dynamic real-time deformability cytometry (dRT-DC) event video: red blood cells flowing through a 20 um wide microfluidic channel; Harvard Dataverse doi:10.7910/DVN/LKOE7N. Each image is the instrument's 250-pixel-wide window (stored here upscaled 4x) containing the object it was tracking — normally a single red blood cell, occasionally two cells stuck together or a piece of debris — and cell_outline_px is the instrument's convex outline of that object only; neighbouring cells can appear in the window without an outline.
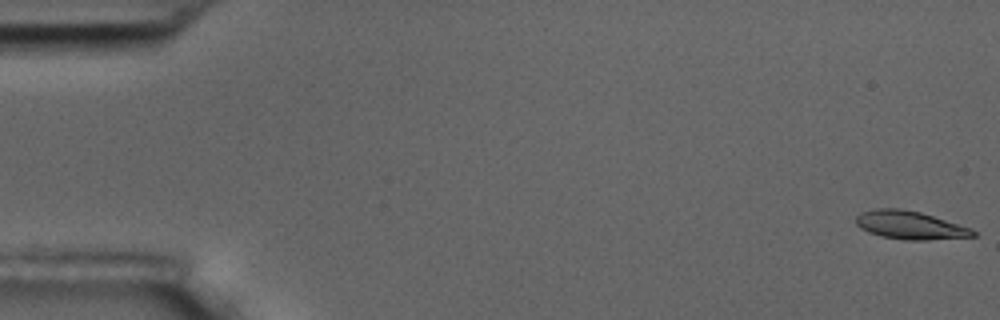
{"species": "common noctule bat (a hibernating species)", "species_latin": "Nyctalus noctula", "temperature_condition": "room temperature", "stored_images_in_passage": 56, "camera_frame_rate_fps": 3000, "um_per_image_px": 0.085, "animal": {"sex": "male", "body_mass_g": 17.5, "forearm_length_mm": 52.3}, "frame": {"image": 1, "passage_image": 1, "time_ms": 0.0, "image_size_px": [1000, 320], "cell_outline_px": [[976, 236], [928, 240], [904, 240], [880, 236], [868, 232], [860, 228], [856, 224], [856, 216], [860, 212], [876, 208], [896, 208], [920, 212], [972, 228], [976, 232]], "centroid_in_image_um": [77.33, 19.14], "position_along_channel_um": 7.7, "area_um2": 19.31}}
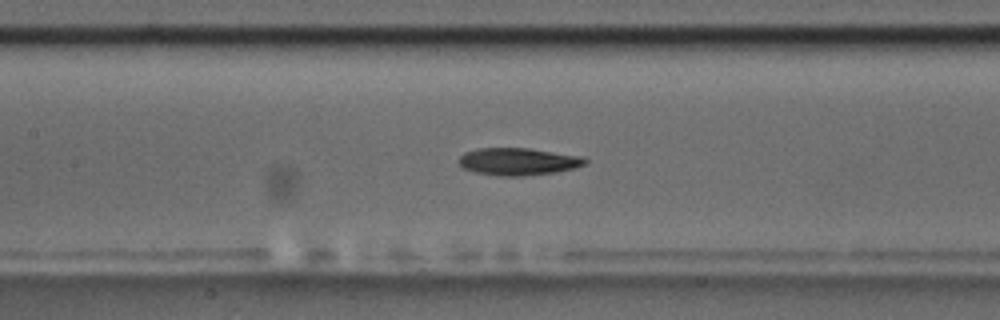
{"frame": {"image": 2, "passage_image": 26, "time_ms": 8.333, "image_size_px": [1000, 320], "cell_outline_px": [[588, 160], [584, 164], [576, 168], [556, 172], [524, 176], [496, 176], [476, 172], [464, 168], [460, 164], [460, 156], [464, 152], [480, 148], [528, 148], [584, 156]], "centroid_in_image_um": [44.09, 13.73], "position_along_channel_um": 163.3, "area_um2": 20.17}}
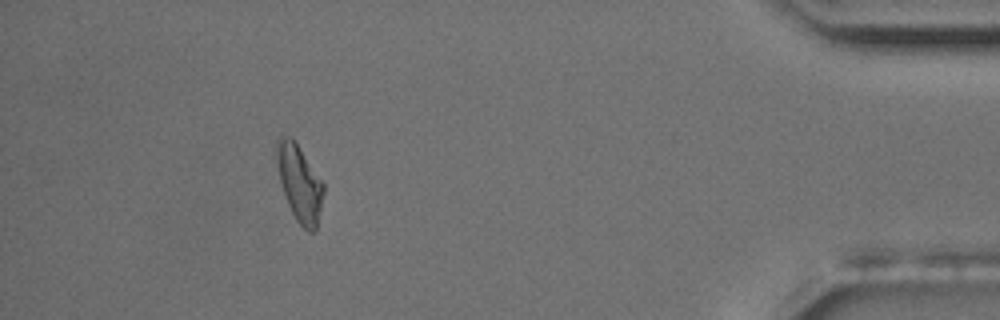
{"frame": {"image": 3, "passage_image": 51, "time_ms": 16.667, "image_size_px": [1000, 320], "cell_outline_px": [[324, 192], [316, 232], [308, 232], [296, 220], [288, 204], [280, 180], [276, 160], [276, 140], [280, 132], [292, 136], [324, 184]], "centroid_in_image_um": [25.44, 15.52], "position_along_channel_um": 409.8, "area_um2": 20.98}, "authors_computed_cell_mechanics": {"area_um2": 19.7965, "velocity_mm_per_s": 3.6221, "shape_relaxation_time_tau1_ms": 4.4018, "shape_relaxation_time_tau2_ms": 6.2765, "deformation_change_tau1": 0.1555, "deformation_change_tau2": 0.1462}}